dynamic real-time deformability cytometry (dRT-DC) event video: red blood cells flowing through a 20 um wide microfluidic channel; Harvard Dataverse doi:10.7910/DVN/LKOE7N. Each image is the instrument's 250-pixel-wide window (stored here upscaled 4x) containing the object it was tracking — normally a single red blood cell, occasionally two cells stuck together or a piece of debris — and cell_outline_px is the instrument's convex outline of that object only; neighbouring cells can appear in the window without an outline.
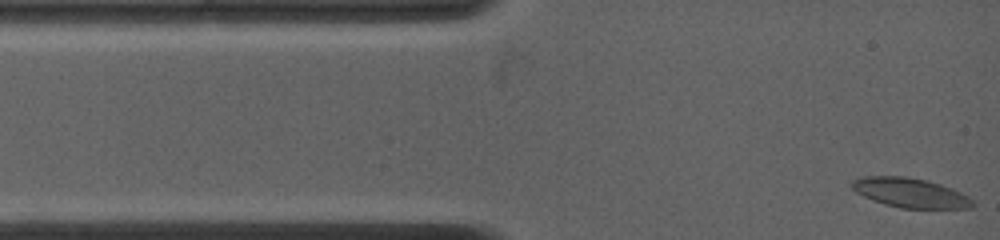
{"species": "common noctule bat (a hibernating species)", "species_latin": "Nyctalus noctula", "temperature_condition": "warm", "stored_images_in_passage": 24, "camera_frame_rate_fps": 4500, "um_per_image_px": 0.085, "animal": {"sex": "female", "body_mass_g": 19.0, "forearm_length_mm": 53.3}, "frame": {"image": 1, "passage_image": 1, "time_ms": 0.0, "image_size_px": [1000, 240], "cell_outline_px": [[976, 204], [972, 208], [900, 208], [884, 204], [872, 200], [856, 192], [848, 184], [852, 180], [860, 176], [904, 176], [924, 180], [940, 184], [952, 188], [968, 196]], "centroid_in_image_um": [77.34, 16.38], "position_along_channel_um": 7.7, "area_um2": 20.87}}
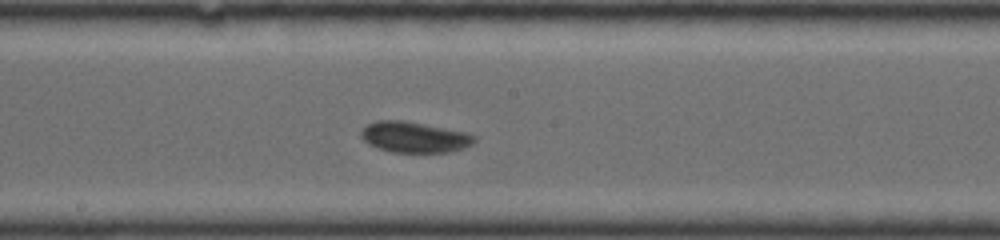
{"frame": {"image": 2, "passage_image": 14, "time_ms": 6.667, "image_size_px": [1000, 240], "cell_outline_px": [[476, 140], [472, 144], [448, 152], [392, 152], [376, 148], [368, 144], [360, 136], [360, 132], [368, 124], [376, 120], [404, 120], [464, 132], [476, 136]], "centroid_in_image_um": [35.17, 11.65], "position_along_channel_um": 213.0, "area_um2": 20.17}}
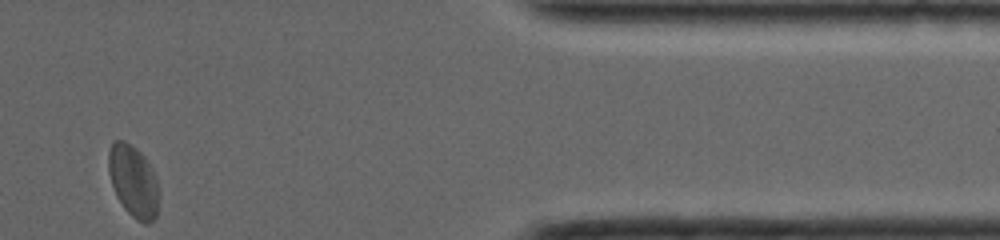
{"frame": {"image": 3, "passage_image": 24, "time_ms": 12.667, "image_size_px": [1000, 240], "cell_outline_px": [[156, 216], [148, 224], [144, 224], [136, 220], [124, 208], [116, 196], [108, 172], [108, 152], [112, 144], [116, 140], [124, 140], [136, 148], [144, 156], [152, 168], [156, 176]], "centroid_in_image_um": [11.3, 15.38], "position_along_channel_um": 400.1, "area_um2": 20.81}, "authors_computed_cell_mechanics": {"area_um2": 19.7387, "velocity_mm_per_s": 3.7842, "shape_relaxation_time_tau1_ms": 4.7728, "shape_relaxation_time_tau2_ms": 4.1513, "deformation_change_tau1": 0.0911, "deformation_change_tau2": 0.0592}}